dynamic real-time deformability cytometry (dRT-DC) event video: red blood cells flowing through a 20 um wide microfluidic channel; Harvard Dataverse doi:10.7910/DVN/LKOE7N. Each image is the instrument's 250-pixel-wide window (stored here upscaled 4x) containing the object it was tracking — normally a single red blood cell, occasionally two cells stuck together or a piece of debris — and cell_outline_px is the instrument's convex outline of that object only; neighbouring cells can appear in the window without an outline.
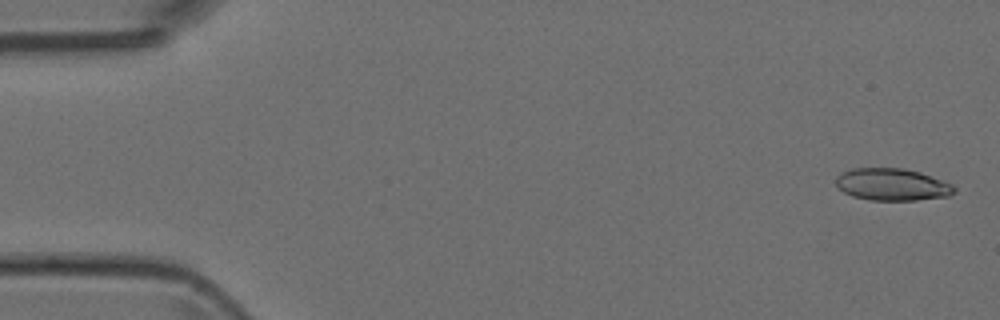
{"species": "Egyptian fruit bat (a non-hibernating species)", "species_latin": "Rousettus aegyptiacus", "temperature_condition": "room temperature", "stored_images_in_passage": 14, "camera_frame_rate_fps": 3000, "um_per_image_px": 0.085, "animal": {"sex": "female"}, "frame": {"image": 1, "passage_image": 1, "time_ms": 0.0, "image_size_px": [1000, 320], "cell_outline_px": [[956, 192], [948, 196], [916, 200], [868, 200], [852, 196], [844, 192], [836, 184], [836, 176], [840, 172], [852, 168], [904, 168], [920, 172], [952, 184], [956, 188]], "centroid_in_image_um": [75.82, 15.68], "position_along_channel_um": 9.2, "area_um2": 22.25}}